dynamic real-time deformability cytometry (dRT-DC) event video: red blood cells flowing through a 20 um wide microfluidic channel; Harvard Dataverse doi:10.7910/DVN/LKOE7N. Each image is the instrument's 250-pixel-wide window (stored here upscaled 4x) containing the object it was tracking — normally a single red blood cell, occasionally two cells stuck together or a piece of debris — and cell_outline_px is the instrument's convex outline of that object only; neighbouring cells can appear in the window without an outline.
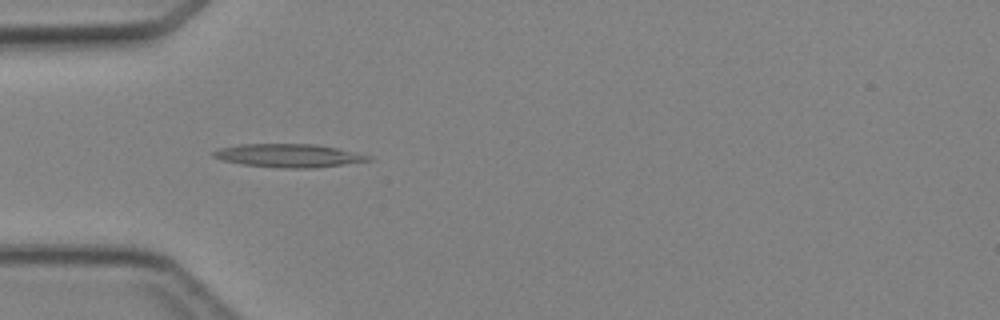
{"species": "Egyptian fruit bat (a non-hibernating species)", "species_latin": "Rousettus aegyptiacus", "temperature_condition": "cold", "stored_images_in_passage": 4, "camera_frame_rate_fps": 3000, "um_per_image_px": 0.085, "animal": {"sex": "female"}, "frame": {"image": 1, "passage_image": 3, "time_ms": 2.333, "image_size_px": [1000, 320], "cell_outline_px": [[372, 160], [312, 168], [284, 168], [244, 164], [224, 160], [212, 156], [212, 152], [220, 148], [240, 144], [312, 144], [336, 148], [356, 152], [372, 156]], "centroid_in_image_um": [24.54, 13.22], "position_along_channel_um": 60.5, "area_um2": 20.69}}
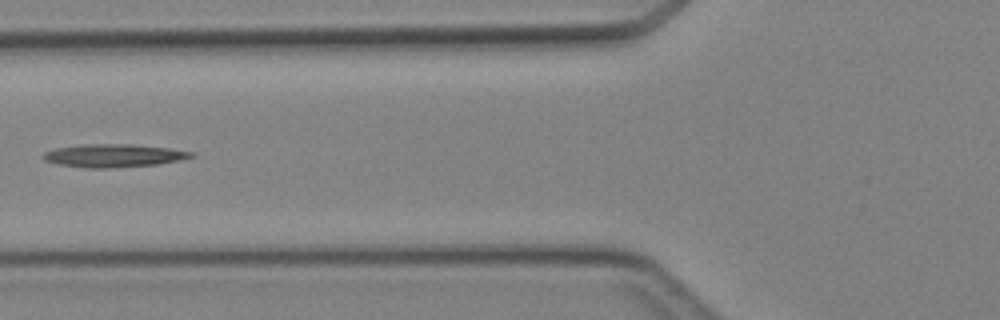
{"frame": {"image": 2, "passage_image": 4, "time_ms": 3.667, "image_size_px": [1000, 320], "cell_outline_px": [[196, 156], [180, 160], [156, 164], [108, 168], [88, 168], [60, 164], [44, 160], [40, 156], [44, 152], [56, 148], [92, 144], [132, 144], [168, 148], [192, 152]], "centroid_in_image_um": [9.66, 13.22], "position_along_channel_um": 116.1, "area_um2": 19.59}}